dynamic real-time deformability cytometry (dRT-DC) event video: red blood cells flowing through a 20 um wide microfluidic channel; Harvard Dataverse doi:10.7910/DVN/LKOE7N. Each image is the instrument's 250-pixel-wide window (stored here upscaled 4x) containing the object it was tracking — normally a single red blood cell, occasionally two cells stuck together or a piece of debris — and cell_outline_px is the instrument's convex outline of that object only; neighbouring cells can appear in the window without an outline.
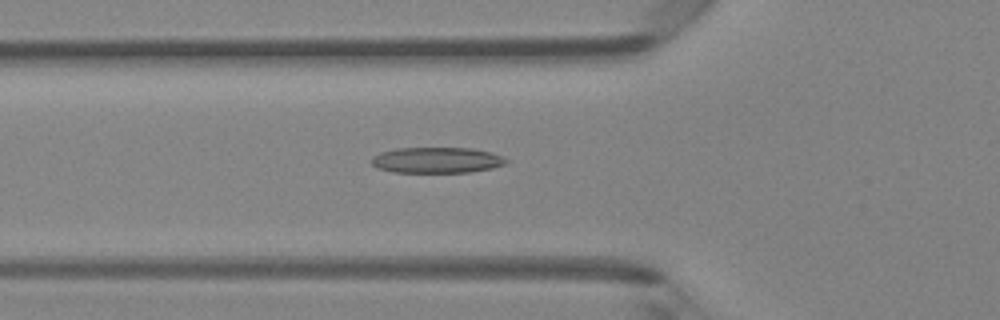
{"species": "Egyptian fruit bat (a non-hibernating species)", "species_latin": "Rousettus aegyptiacus", "temperature_condition": "room temperature", "stored_images_in_passage": 33, "camera_frame_rate_fps": 3000, "um_per_image_px": 0.085, "animal": {"sex": "female"}, "frame": {"image": 1, "passage_image": 2, "time_ms": 0.333, "image_size_px": [1000, 320], "cell_outline_px": [[508, 160], [504, 164], [492, 168], [468, 172], [392, 172], [376, 168], [372, 164], [372, 156], [380, 152], [396, 148], [472, 148], [492, 152]], "centroid_in_image_um": [37.09, 13.61], "position_along_channel_um": 88.7, "area_um2": 20.23}}
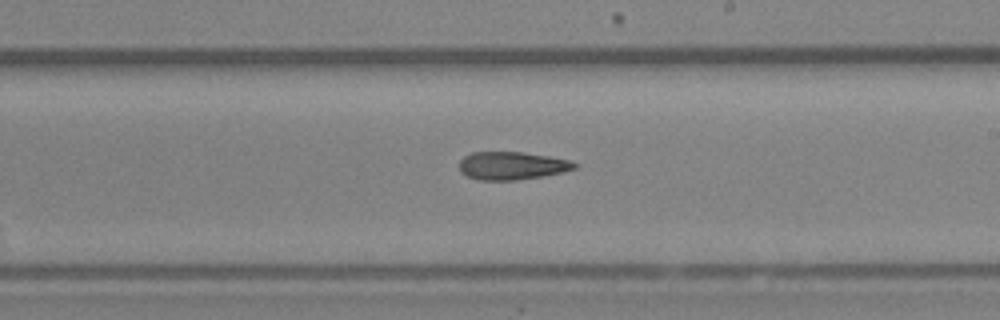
{"frame": {"image": 2, "passage_image": 13, "time_ms": 4.0, "image_size_px": [1000, 320], "cell_outline_px": [[580, 164], [576, 168], [564, 172], [544, 176], [516, 180], [476, 180], [460, 172], [460, 160], [464, 156], [472, 152], [524, 152], [548, 156], [568, 160]], "centroid_in_image_um": [43.53, 14.09], "position_along_channel_um": 245.5, "area_um2": 18.9}}
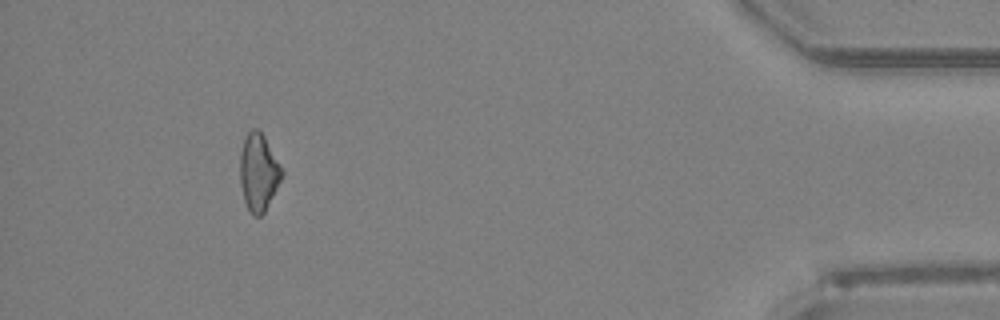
{"frame": {"image": 3, "passage_image": 29, "time_ms": 9.333, "image_size_px": [1000, 320], "cell_outline_px": [[284, 172], [264, 212], [260, 216], [252, 216], [244, 200], [240, 184], [240, 152], [244, 140], [248, 132], [252, 128], [256, 128], [264, 136]], "centroid_in_image_um": [21.95, 14.64], "position_along_channel_um": 413.2, "area_um2": 18.5}}